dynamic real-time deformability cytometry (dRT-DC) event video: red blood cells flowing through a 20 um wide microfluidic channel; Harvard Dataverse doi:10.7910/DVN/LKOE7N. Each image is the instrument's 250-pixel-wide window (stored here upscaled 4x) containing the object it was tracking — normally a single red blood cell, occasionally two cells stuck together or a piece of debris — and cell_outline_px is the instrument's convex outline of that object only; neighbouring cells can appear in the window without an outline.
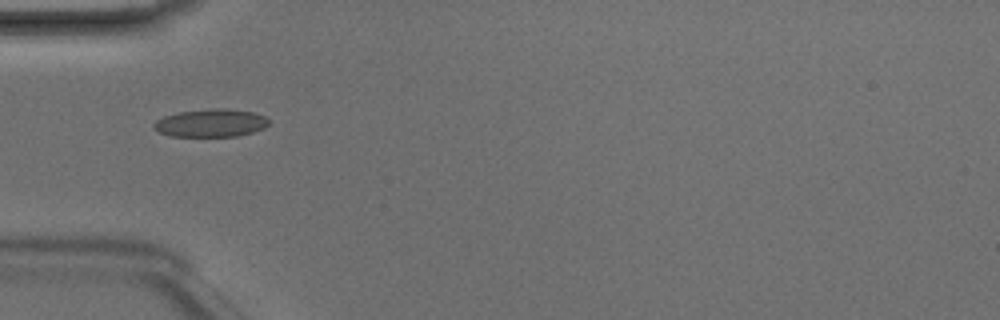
{"species": "Egyptian fruit bat (a non-hibernating species)", "species_latin": "Rousettus aegyptiacus", "temperature_condition": "room temperature", "stored_images_in_passage": 12, "camera_frame_rate_fps": 3000, "um_per_image_px": 0.085, "animal": {"sex": "male"}, "frame": {"image": 1, "passage_image": 1, "time_ms": 0.0, "image_size_px": [1000, 320], "cell_outline_px": [[268, 124], [264, 128], [252, 132], [236, 136], [172, 136], [160, 132], [152, 128], [152, 124], [156, 120], [164, 116], [180, 112], [212, 108], [228, 108], [252, 112], [264, 116], [268, 120]], "centroid_in_image_um": [17.9, 10.45], "position_along_channel_um": 67.1, "area_um2": 18.61}}